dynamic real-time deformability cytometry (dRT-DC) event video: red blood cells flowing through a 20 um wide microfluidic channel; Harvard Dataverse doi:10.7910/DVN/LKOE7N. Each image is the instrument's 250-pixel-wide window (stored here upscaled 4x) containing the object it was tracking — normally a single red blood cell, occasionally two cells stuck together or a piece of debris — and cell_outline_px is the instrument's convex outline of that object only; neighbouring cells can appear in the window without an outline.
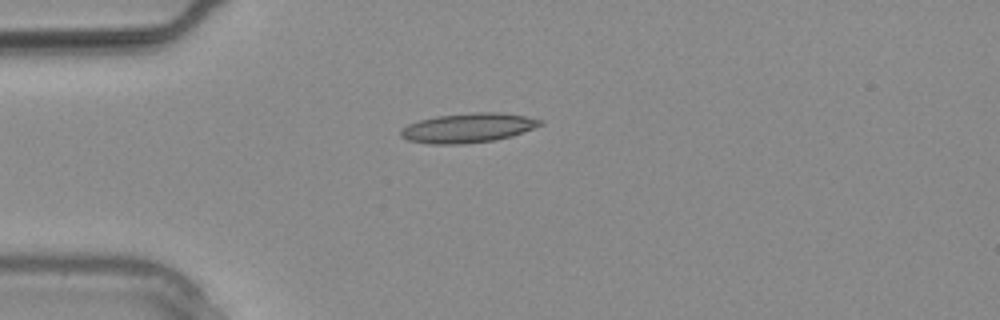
{"species": "common noctule bat (a hibernating species)", "species_latin": "Nyctalus noctula", "temperature_condition": "warm", "stored_images_in_passage": 3, "camera_frame_rate_fps": 3000, "um_per_image_px": 0.085, "animal": {"sex": "male", "body_mass_g": 20.4}, "frame": {"image": 1, "passage_image": 3, "time_ms": 0.667, "image_size_px": [1000, 320], "cell_outline_px": [[544, 124], [512, 136], [496, 140], [464, 144], [428, 144], [408, 140], [400, 136], [400, 128], [408, 124], [420, 120], [436, 116], [476, 112], [500, 112], [524, 116], [544, 120]], "centroid_in_image_um": [39.78, 10.87], "position_along_channel_um": 45.2, "area_um2": 24.1}}